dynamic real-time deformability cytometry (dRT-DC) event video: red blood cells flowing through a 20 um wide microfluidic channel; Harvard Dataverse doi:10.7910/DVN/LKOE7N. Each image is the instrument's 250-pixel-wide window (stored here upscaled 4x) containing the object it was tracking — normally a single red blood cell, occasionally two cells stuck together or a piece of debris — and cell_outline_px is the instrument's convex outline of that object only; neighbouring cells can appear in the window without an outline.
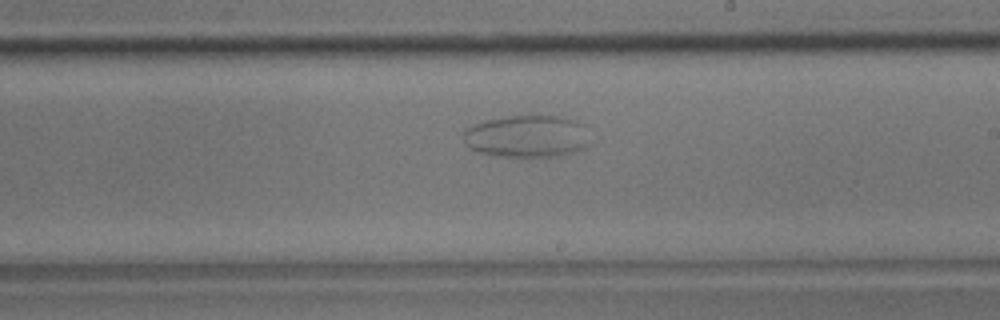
{"species": "common noctule bat (a hibernating species)", "species_latin": "Nyctalus noctula", "temperature_condition": "room temperature", "stored_images_in_passage": 43, "camera_frame_rate_fps": 3000, "um_per_image_px": 0.085, "animal": {"sex": "male", "body_mass_g": 17.9}, "frame": {"image": 1, "passage_image": 20, "time_ms": 6.333, "image_size_px": [1000, 320], "cell_outline_px": [[584, 148], [572, 152], [552, 156], [500, 156], [480, 152], [468, 148], [464, 144], [460, 132], [464, 128], [472, 124], [484, 120], [504, 116], [564, 116], [576, 120], [580, 124], [584, 144]], "centroid_in_image_um": [44.59, 11.56], "position_along_channel_um": 244.4, "area_um2": 30.75}}